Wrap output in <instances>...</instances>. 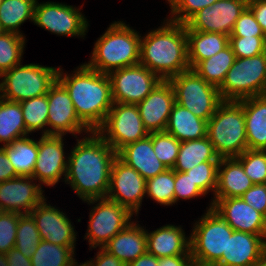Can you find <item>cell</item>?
I'll use <instances>...</instances> for the list:
<instances>
[{"label": "cell", "mask_w": 266, "mask_h": 266, "mask_svg": "<svg viewBox=\"0 0 266 266\" xmlns=\"http://www.w3.org/2000/svg\"><path fill=\"white\" fill-rule=\"evenodd\" d=\"M17 176L32 177L38 157V141L29 137L16 139L2 147Z\"/></svg>", "instance_id": "cell-31"}, {"label": "cell", "mask_w": 266, "mask_h": 266, "mask_svg": "<svg viewBox=\"0 0 266 266\" xmlns=\"http://www.w3.org/2000/svg\"><path fill=\"white\" fill-rule=\"evenodd\" d=\"M112 99L116 103L138 104L162 81L159 75L137 64L111 71Z\"/></svg>", "instance_id": "cell-12"}, {"label": "cell", "mask_w": 266, "mask_h": 266, "mask_svg": "<svg viewBox=\"0 0 266 266\" xmlns=\"http://www.w3.org/2000/svg\"><path fill=\"white\" fill-rule=\"evenodd\" d=\"M126 266H158V258L148 252L140 255L136 260Z\"/></svg>", "instance_id": "cell-54"}, {"label": "cell", "mask_w": 266, "mask_h": 266, "mask_svg": "<svg viewBox=\"0 0 266 266\" xmlns=\"http://www.w3.org/2000/svg\"><path fill=\"white\" fill-rule=\"evenodd\" d=\"M218 89L223 101L237 102L249 97L264 95L266 52L250 58H236Z\"/></svg>", "instance_id": "cell-7"}, {"label": "cell", "mask_w": 266, "mask_h": 266, "mask_svg": "<svg viewBox=\"0 0 266 266\" xmlns=\"http://www.w3.org/2000/svg\"><path fill=\"white\" fill-rule=\"evenodd\" d=\"M77 140L68 157L65 182L83 200L106 198L110 173L117 152L98 132ZM92 136V137H91Z\"/></svg>", "instance_id": "cell-1"}, {"label": "cell", "mask_w": 266, "mask_h": 266, "mask_svg": "<svg viewBox=\"0 0 266 266\" xmlns=\"http://www.w3.org/2000/svg\"><path fill=\"white\" fill-rule=\"evenodd\" d=\"M236 57L230 44L217 54L199 62L193 70L206 82L220 87Z\"/></svg>", "instance_id": "cell-33"}, {"label": "cell", "mask_w": 266, "mask_h": 266, "mask_svg": "<svg viewBox=\"0 0 266 266\" xmlns=\"http://www.w3.org/2000/svg\"><path fill=\"white\" fill-rule=\"evenodd\" d=\"M254 266H266V251L261 255L258 262Z\"/></svg>", "instance_id": "cell-55"}, {"label": "cell", "mask_w": 266, "mask_h": 266, "mask_svg": "<svg viewBox=\"0 0 266 266\" xmlns=\"http://www.w3.org/2000/svg\"><path fill=\"white\" fill-rule=\"evenodd\" d=\"M207 137L220 159L240 156L248 149L243 107L223 101L207 122Z\"/></svg>", "instance_id": "cell-5"}, {"label": "cell", "mask_w": 266, "mask_h": 266, "mask_svg": "<svg viewBox=\"0 0 266 266\" xmlns=\"http://www.w3.org/2000/svg\"><path fill=\"white\" fill-rule=\"evenodd\" d=\"M230 36L251 37L266 35L255 19L252 11L246 7L236 20L235 26Z\"/></svg>", "instance_id": "cell-46"}, {"label": "cell", "mask_w": 266, "mask_h": 266, "mask_svg": "<svg viewBox=\"0 0 266 266\" xmlns=\"http://www.w3.org/2000/svg\"><path fill=\"white\" fill-rule=\"evenodd\" d=\"M73 266H85L83 263L82 264H77V262Z\"/></svg>", "instance_id": "cell-59"}, {"label": "cell", "mask_w": 266, "mask_h": 266, "mask_svg": "<svg viewBox=\"0 0 266 266\" xmlns=\"http://www.w3.org/2000/svg\"><path fill=\"white\" fill-rule=\"evenodd\" d=\"M165 131L180 142L200 139L207 136V121L175 102Z\"/></svg>", "instance_id": "cell-28"}, {"label": "cell", "mask_w": 266, "mask_h": 266, "mask_svg": "<svg viewBox=\"0 0 266 266\" xmlns=\"http://www.w3.org/2000/svg\"><path fill=\"white\" fill-rule=\"evenodd\" d=\"M43 200L30 214L35 220L41 240L53 244L75 247L76 233L70 220L60 210Z\"/></svg>", "instance_id": "cell-21"}, {"label": "cell", "mask_w": 266, "mask_h": 266, "mask_svg": "<svg viewBox=\"0 0 266 266\" xmlns=\"http://www.w3.org/2000/svg\"><path fill=\"white\" fill-rule=\"evenodd\" d=\"M241 198L266 217V184H254Z\"/></svg>", "instance_id": "cell-48"}, {"label": "cell", "mask_w": 266, "mask_h": 266, "mask_svg": "<svg viewBox=\"0 0 266 266\" xmlns=\"http://www.w3.org/2000/svg\"><path fill=\"white\" fill-rule=\"evenodd\" d=\"M219 161H206L194 166L191 170L185 171L193 182L204 194L213 190L215 193L217 186V170Z\"/></svg>", "instance_id": "cell-42"}, {"label": "cell", "mask_w": 266, "mask_h": 266, "mask_svg": "<svg viewBox=\"0 0 266 266\" xmlns=\"http://www.w3.org/2000/svg\"><path fill=\"white\" fill-rule=\"evenodd\" d=\"M206 161H220L208 137L183 141L173 167L174 171L185 172Z\"/></svg>", "instance_id": "cell-30"}, {"label": "cell", "mask_w": 266, "mask_h": 266, "mask_svg": "<svg viewBox=\"0 0 266 266\" xmlns=\"http://www.w3.org/2000/svg\"><path fill=\"white\" fill-rule=\"evenodd\" d=\"M0 92H1V83H0ZM2 99V92L0 93V100Z\"/></svg>", "instance_id": "cell-60"}, {"label": "cell", "mask_w": 266, "mask_h": 266, "mask_svg": "<svg viewBox=\"0 0 266 266\" xmlns=\"http://www.w3.org/2000/svg\"><path fill=\"white\" fill-rule=\"evenodd\" d=\"M244 109L248 149L266 150V96L237 101Z\"/></svg>", "instance_id": "cell-26"}, {"label": "cell", "mask_w": 266, "mask_h": 266, "mask_svg": "<svg viewBox=\"0 0 266 266\" xmlns=\"http://www.w3.org/2000/svg\"><path fill=\"white\" fill-rule=\"evenodd\" d=\"M79 9L56 2H36L33 22L57 35L84 36L88 22Z\"/></svg>", "instance_id": "cell-14"}, {"label": "cell", "mask_w": 266, "mask_h": 266, "mask_svg": "<svg viewBox=\"0 0 266 266\" xmlns=\"http://www.w3.org/2000/svg\"><path fill=\"white\" fill-rule=\"evenodd\" d=\"M193 262L191 255H177L158 258V266H189Z\"/></svg>", "instance_id": "cell-52"}, {"label": "cell", "mask_w": 266, "mask_h": 266, "mask_svg": "<svg viewBox=\"0 0 266 266\" xmlns=\"http://www.w3.org/2000/svg\"><path fill=\"white\" fill-rule=\"evenodd\" d=\"M266 235L234 230L227 239L226 254L215 266H254L266 251Z\"/></svg>", "instance_id": "cell-22"}, {"label": "cell", "mask_w": 266, "mask_h": 266, "mask_svg": "<svg viewBox=\"0 0 266 266\" xmlns=\"http://www.w3.org/2000/svg\"><path fill=\"white\" fill-rule=\"evenodd\" d=\"M3 33H4V30L2 29L1 24H0V35Z\"/></svg>", "instance_id": "cell-58"}, {"label": "cell", "mask_w": 266, "mask_h": 266, "mask_svg": "<svg viewBox=\"0 0 266 266\" xmlns=\"http://www.w3.org/2000/svg\"><path fill=\"white\" fill-rule=\"evenodd\" d=\"M190 235V253L195 263L215 265L226 254L227 239L233 229L212 208L194 225Z\"/></svg>", "instance_id": "cell-6"}, {"label": "cell", "mask_w": 266, "mask_h": 266, "mask_svg": "<svg viewBox=\"0 0 266 266\" xmlns=\"http://www.w3.org/2000/svg\"><path fill=\"white\" fill-rule=\"evenodd\" d=\"M229 44L236 58H250L266 52V36H229Z\"/></svg>", "instance_id": "cell-43"}, {"label": "cell", "mask_w": 266, "mask_h": 266, "mask_svg": "<svg viewBox=\"0 0 266 266\" xmlns=\"http://www.w3.org/2000/svg\"><path fill=\"white\" fill-rule=\"evenodd\" d=\"M253 185L254 183L245 174L242 164L236 158L220 159L214 198L241 197Z\"/></svg>", "instance_id": "cell-27"}, {"label": "cell", "mask_w": 266, "mask_h": 266, "mask_svg": "<svg viewBox=\"0 0 266 266\" xmlns=\"http://www.w3.org/2000/svg\"><path fill=\"white\" fill-rule=\"evenodd\" d=\"M168 81L173 88L175 102L207 122L223 102L218 87L206 82L193 69L181 72Z\"/></svg>", "instance_id": "cell-9"}, {"label": "cell", "mask_w": 266, "mask_h": 266, "mask_svg": "<svg viewBox=\"0 0 266 266\" xmlns=\"http://www.w3.org/2000/svg\"><path fill=\"white\" fill-rule=\"evenodd\" d=\"M248 0H218L195 13L186 23V30L215 32L230 36L236 20L247 7Z\"/></svg>", "instance_id": "cell-16"}, {"label": "cell", "mask_w": 266, "mask_h": 266, "mask_svg": "<svg viewBox=\"0 0 266 266\" xmlns=\"http://www.w3.org/2000/svg\"><path fill=\"white\" fill-rule=\"evenodd\" d=\"M3 212H4V211L0 208V216L2 215Z\"/></svg>", "instance_id": "cell-62"}, {"label": "cell", "mask_w": 266, "mask_h": 266, "mask_svg": "<svg viewBox=\"0 0 266 266\" xmlns=\"http://www.w3.org/2000/svg\"><path fill=\"white\" fill-rule=\"evenodd\" d=\"M218 0H168L171 6L169 21L185 24L199 10L212 6ZM175 15V16H174Z\"/></svg>", "instance_id": "cell-44"}, {"label": "cell", "mask_w": 266, "mask_h": 266, "mask_svg": "<svg viewBox=\"0 0 266 266\" xmlns=\"http://www.w3.org/2000/svg\"><path fill=\"white\" fill-rule=\"evenodd\" d=\"M59 69L37 64L16 65L0 77L2 98L22 102L47 94L58 79Z\"/></svg>", "instance_id": "cell-8"}, {"label": "cell", "mask_w": 266, "mask_h": 266, "mask_svg": "<svg viewBox=\"0 0 266 266\" xmlns=\"http://www.w3.org/2000/svg\"><path fill=\"white\" fill-rule=\"evenodd\" d=\"M175 103L173 88L168 80H162L137 108L144 128L149 132L165 131Z\"/></svg>", "instance_id": "cell-19"}, {"label": "cell", "mask_w": 266, "mask_h": 266, "mask_svg": "<svg viewBox=\"0 0 266 266\" xmlns=\"http://www.w3.org/2000/svg\"><path fill=\"white\" fill-rule=\"evenodd\" d=\"M146 237L147 252L157 258L191 255L190 238H185L181 227L166 225L150 233L146 231Z\"/></svg>", "instance_id": "cell-25"}, {"label": "cell", "mask_w": 266, "mask_h": 266, "mask_svg": "<svg viewBox=\"0 0 266 266\" xmlns=\"http://www.w3.org/2000/svg\"><path fill=\"white\" fill-rule=\"evenodd\" d=\"M211 206L233 230L266 235V217L241 197L214 198Z\"/></svg>", "instance_id": "cell-17"}, {"label": "cell", "mask_w": 266, "mask_h": 266, "mask_svg": "<svg viewBox=\"0 0 266 266\" xmlns=\"http://www.w3.org/2000/svg\"><path fill=\"white\" fill-rule=\"evenodd\" d=\"M48 120L51 129L44 130L42 135H65L72 133L92 132L78 117L73 102L64 85L57 79L47 93Z\"/></svg>", "instance_id": "cell-15"}, {"label": "cell", "mask_w": 266, "mask_h": 266, "mask_svg": "<svg viewBox=\"0 0 266 266\" xmlns=\"http://www.w3.org/2000/svg\"><path fill=\"white\" fill-rule=\"evenodd\" d=\"M37 0H2L0 4V24L4 32L21 34L19 26L34 18Z\"/></svg>", "instance_id": "cell-34"}, {"label": "cell", "mask_w": 266, "mask_h": 266, "mask_svg": "<svg viewBox=\"0 0 266 266\" xmlns=\"http://www.w3.org/2000/svg\"><path fill=\"white\" fill-rule=\"evenodd\" d=\"M74 249L41 240L31 256L32 266H73Z\"/></svg>", "instance_id": "cell-35"}, {"label": "cell", "mask_w": 266, "mask_h": 266, "mask_svg": "<svg viewBox=\"0 0 266 266\" xmlns=\"http://www.w3.org/2000/svg\"><path fill=\"white\" fill-rule=\"evenodd\" d=\"M26 132L31 133L35 130L47 126L48 120V99L47 94L34 97L20 102Z\"/></svg>", "instance_id": "cell-38"}, {"label": "cell", "mask_w": 266, "mask_h": 266, "mask_svg": "<svg viewBox=\"0 0 266 266\" xmlns=\"http://www.w3.org/2000/svg\"><path fill=\"white\" fill-rule=\"evenodd\" d=\"M189 266H199L198 263L192 262Z\"/></svg>", "instance_id": "cell-57"}, {"label": "cell", "mask_w": 266, "mask_h": 266, "mask_svg": "<svg viewBox=\"0 0 266 266\" xmlns=\"http://www.w3.org/2000/svg\"><path fill=\"white\" fill-rule=\"evenodd\" d=\"M25 38L23 35L4 32L0 35V76L21 64Z\"/></svg>", "instance_id": "cell-36"}, {"label": "cell", "mask_w": 266, "mask_h": 266, "mask_svg": "<svg viewBox=\"0 0 266 266\" xmlns=\"http://www.w3.org/2000/svg\"><path fill=\"white\" fill-rule=\"evenodd\" d=\"M175 171L167 169L165 172L146 180L147 196L161 205L174 204Z\"/></svg>", "instance_id": "cell-39"}, {"label": "cell", "mask_w": 266, "mask_h": 266, "mask_svg": "<svg viewBox=\"0 0 266 266\" xmlns=\"http://www.w3.org/2000/svg\"><path fill=\"white\" fill-rule=\"evenodd\" d=\"M21 214L3 212L0 216V253L6 254L14 248L17 224Z\"/></svg>", "instance_id": "cell-45"}, {"label": "cell", "mask_w": 266, "mask_h": 266, "mask_svg": "<svg viewBox=\"0 0 266 266\" xmlns=\"http://www.w3.org/2000/svg\"><path fill=\"white\" fill-rule=\"evenodd\" d=\"M96 132L117 153L126 145L142 140L149 135L144 128L137 105L116 102L113 103L103 125Z\"/></svg>", "instance_id": "cell-10"}, {"label": "cell", "mask_w": 266, "mask_h": 266, "mask_svg": "<svg viewBox=\"0 0 266 266\" xmlns=\"http://www.w3.org/2000/svg\"><path fill=\"white\" fill-rule=\"evenodd\" d=\"M62 135H42L38 141V157L33 171V180L47 186L55 185L64 173L66 176L67 163L65 161Z\"/></svg>", "instance_id": "cell-18"}, {"label": "cell", "mask_w": 266, "mask_h": 266, "mask_svg": "<svg viewBox=\"0 0 266 266\" xmlns=\"http://www.w3.org/2000/svg\"><path fill=\"white\" fill-rule=\"evenodd\" d=\"M61 70L58 80L68 91L79 119L91 131H97L114 103L108 74L93 70L86 63L72 76L64 75Z\"/></svg>", "instance_id": "cell-2"}, {"label": "cell", "mask_w": 266, "mask_h": 266, "mask_svg": "<svg viewBox=\"0 0 266 266\" xmlns=\"http://www.w3.org/2000/svg\"><path fill=\"white\" fill-rule=\"evenodd\" d=\"M117 156L128 166L133 167L145 180L168 169L154 153L152 139L149 136L126 145Z\"/></svg>", "instance_id": "cell-23"}, {"label": "cell", "mask_w": 266, "mask_h": 266, "mask_svg": "<svg viewBox=\"0 0 266 266\" xmlns=\"http://www.w3.org/2000/svg\"><path fill=\"white\" fill-rule=\"evenodd\" d=\"M236 159L254 184H266V150L246 149Z\"/></svg>", "instance_id": "cell-41"}, {"label": "cell", "mask_w": 266, "mask_h": 266, "mask_svg": "<svg viewBox=\"0 0 266 266\" xmlns=\"http://www.w3.org/2000/svg\"><path fill=\"white\" fill-rule=\"evenodd\" d=\"M205 195L185 172L175 171L174 203L179 198L190 199Z\"/></svg>", "instance_id": "cell-47"}, {"label": "cell", "mask_w": 266, "mask_h": 266, "mask_svg": "<svg viewBox=\"0 0 266 266\" xmlns=\"http://www.w3.org/2000/svg\"><path fill=\"white\" fill-rule=\"evenodd\" d=\"M86 201L93 204L99 201L90 212L89 226L85 235V239L89 238V245L93 248L96 246L103 248L109 240L131 223L133 214L117 202L108 198Z\"/></svg>", "instance_id": "cell-11"}, {"label": "cell", "mask_w": 266, "mask_h": 266, "mask_svg": "<svg viewBox=\"0 0 266 266\" xmlns=\"http://www.w3.org/2000/svg\"><path fill=\"white\" fill-rule=\"evenodd\" d=\"M103 249L127 265L147 252L146 231L131 222L109 240Z\"/></svg>", "instance_id": "cell-24"}, {"label": "cell", "mask_w": 266, "mask_h": 266, "mask_svg": "<svg viewBox=\"0 0 266 266\" xmlns=\"http://www.w3.org/2000/svg\"><path fill=\"white\" fill-rule=\"evenodd\" d=\"M247 7L252 11L266 35V0H248Z\"/></svg>", "instance_id": "cell-50"}, {"label": "cell", "mask_w": 266, "mask_h": 266, "mask_svg": "<svg viewBox=\"0 0 266 266\" xmlns=\"http://www.w3.org/2000/svg\"><path fill=\"white\" fill-rule=\"evenodd\" d=\"M0 266H9L5 254L0 253Z\"/></svg>", "instance_id": "cell-56"}, {"label": "cell", "mask_w": 266, "mask_h": 266, "mask_svg": "<svg viewBox=\"0 0 266 266\" xmlns=\"http://www.w3.org/2000/svg\"><path fill=\"white\" fill-rule=\"evenodd\" d=\"M141 39L139 64L162 80L191 69L185 24L168 21Z\"/></svg>", "instance_id": "cell-3"}, {"label": "cell", "mask_w": 266, "mask_h": 266, "mask_svg": "<svg viewBox=\"0 0 266 266\" xmlns=\"http://www.w3.org/2000/svg\"><path fill=\"white\" fill-rule=\"evenodd\" d=\"M5 256L9 266H32L31 258L24 256L16 248L9 250Z\"/></svg>", "instance_id": "cell-53"}, {"label": "cell", "mask_w": 266, "mask_h": 266, "mask_svg": "<svg viewBox=\"0 0 266 266\" xmlns=\"http://www.w3.org/2000/svg\"><path fill=\"white\" fill-rule=\"evenodd\" d=\"M18 177L4 149L0 148V183Z\"/></svg>", "instance_id": "cell-51"}, {"label": "cell", "mask_w": 266, "mask_h": 266, "mask_svg": "<svg viewBox=\"0 0 266 266\" xmlns=\"http://www.w3.org/2000/svg\"><path fill=\"white\" fill-rule=\"evenodd\" d=\"M27 136L20 102L0 100V142L11 144Z\"/></svg>", "instance_id": "cell-32"}, {"label": "cell", "mask_w": 266, "mask_h": 266, "mask_svg": "<svg viewBox=\"0 0 266 266\" xmlns=\"http://www.w3.org/2000/svg\"><path fill=\"white\" fill-rule=\"evenodd\" d=\"M199 266H215V265H202V264H199Z\"/></svg>", "instance_id": "cell-61"}, {"label": "cell", "mask_w": 266, "mask_h": 266, "mask_svg": "<svg viewBox=\"0 0 266 266\" xmlns=\"http://www.w3.org/2000/svg\"><path fill=\"white\" fill-rule=\"evenodd\" d=\"M141 36L123 22H114L97 40L91 60L86 64L100 73L139 64Z\"/></svg>", "instance_id": "cell-4"}, {"label": "cell", "mask_w": 266, "mask_h": 266, "mask_svg": "<svg viewBox=\"0 0 266 266\" xmlns=\"http://www.w3.org/2000/svg\"><path fill=\"white\" fill-rule=\"evenodd\" d=\"M148 136L152 139L153 150L157 158L168 169H173L181 142L166 131L151 132Z\"/></svg>", "instance_id": "cell-40"}, {"label": "cell", "mask_w": 266, "mask_h": 266, "mask_svg": "<svg viewBox=\"0 0 266 266\" xmlns=\"http://www.w3.org/2000/svg\"><path fill=\"white\" fill-rule=\"evenodd\" d=\"M40 241L39 231L32 215H20L14 248L19 250L24 256L31 258Z\"/></svg>", "instance_id": "cell-37"}, {"label": "cell", "mask_w": 266, "mask_h": 266, "mask_svg": "<svg viewBox=\"0 0 266 266\" xmlns=\"http://www.w3.org/2000/svg\"><path fill=\"white\" fill-rule=\"evenodd\" d=\"M145 194L146 180L117 156L111 167L106 198L127 208L132 214H138Z\"/></svg>", "instance_id": "cell-13"}, {"label": "cell", "mask_w": 266, "mask_h": 266, "mask_svg": "<svg viewBox=\"0 0 266 266\" xmlns=\"http://www.w3.org/2000/svg\"><path fill=\"white\" fill-rule=\"evenodd\" d=\"M96 261L90 260L85 262V266H126L121 260H119L114 255L108 253L103 248H100V251L97 252Z\"/></svg>", "instance_id": "cell-49"}, {"label": "cell", "mask_w": 266, "mask_h": 266, "mask_svg": "<svg viewBox=\"0 0 266 266\" xmlns=\"http://www.w3.org/2000/svg\"><path fill=\"white\" fill-rule=\"evenodd\" d=\"M32 179V177L18 176L0 183V208L4 212L30 214L45 200L42 187L39 184H32Z\"/></svg>", "instance_id": "cell-20"}, {"label": "cell", "mask_w": 266, "mask_h": 266, "mask_svg": "<svg viewBox=\"0 0 266 266\" xmlns=\"http://www.w3.org/2000/svg\"><path fill=\"white\" fill-rule=\"evenodd\" d=\"M186 36L191 69L229 45V36L222 33L186 30Z\"/></svg>", "instance_id": "cell-29"}]
</instances>
